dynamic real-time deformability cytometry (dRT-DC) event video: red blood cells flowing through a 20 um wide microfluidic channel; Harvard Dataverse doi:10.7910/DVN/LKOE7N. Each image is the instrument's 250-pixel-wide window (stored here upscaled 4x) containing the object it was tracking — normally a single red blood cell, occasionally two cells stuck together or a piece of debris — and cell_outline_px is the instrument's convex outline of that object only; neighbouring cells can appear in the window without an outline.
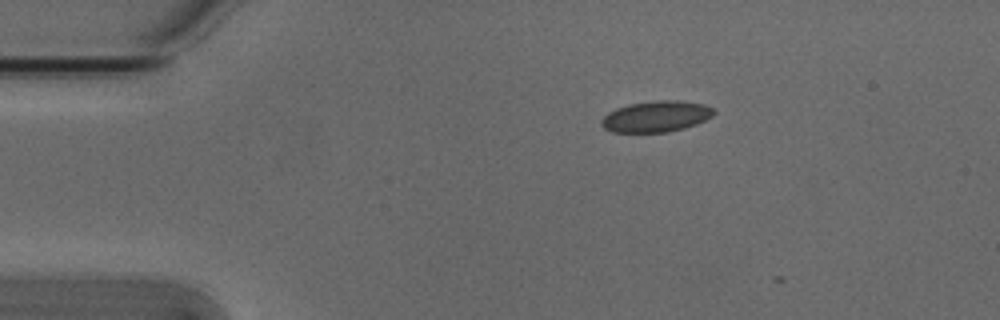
{"species": "Egyptian fruit bat (a non-hibernating species)", "species_latin": "Rousettus aegyptiacus", "temperature_condition": "cold", "stored_images_in_passage": 3, "camera_frame_rate_fps": 3000, "um_per_image_px": 0.085, "animal": {"sex": "male"}, "frame": {"image": 1, "passage_image": 1, "time_ms": 0.0, "image_size_px": [1000, 320], "cell_outline_px": [[716, 112], [712, 116], [696, 124], [684, 128], [668, 132], [612, 132], [604, 128], [600, 124], [600, 120], [608, 112], [616, 108], [628, 104], [656, 100], [676, 100], [704, 104], [712, 108]], "centroid_in_image_um": [55.74, 9.9], "position_along_channel_um": 29.3, "area_um2": 20.4}}